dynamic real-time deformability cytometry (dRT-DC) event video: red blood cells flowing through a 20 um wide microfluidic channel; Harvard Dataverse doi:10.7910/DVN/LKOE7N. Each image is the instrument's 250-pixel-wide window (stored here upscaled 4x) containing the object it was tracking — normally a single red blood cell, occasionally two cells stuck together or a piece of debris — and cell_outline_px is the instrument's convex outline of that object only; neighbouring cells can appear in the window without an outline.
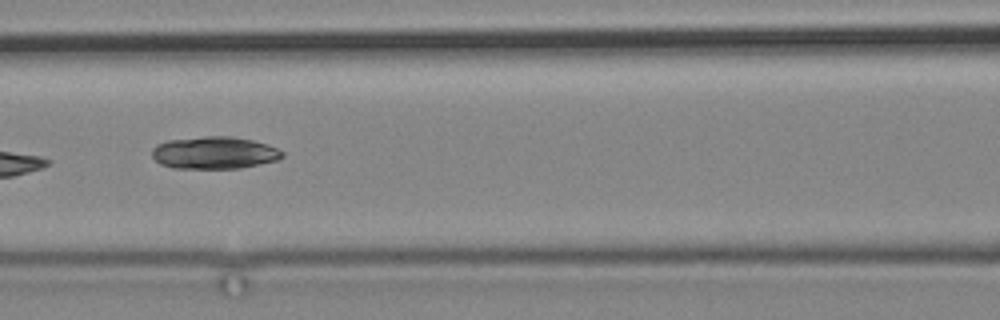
{"species": "common noctule bat (a hibernating species)", "species_latin": "Nyctalus noctula", "temperature_condition": "cold", "stored_images_in_passage": 12, "camera_frame_rate_fps": 3000, "um_per_image_px": 0.085, "animal": {"sex": "male", "body_mass_g": 19.2, "forearm_length_mm": 51.8}, "frame": {"image": 1, "passage_image": 12, "time_ms": 15.667, "image_size_px": [1000, 320], "cell_outline_px": [[284, 156], [276, 160], [240, 168], [172, 168], [160, 164], [152, 156], [152, 148], [156, 144], [168, 140], [204, 136], [232, 136], [252, 140], [268, 144], [284, 152]], "centroid_in_image_um": [18.19, 12.98], "position_along_channel_um": 148.4, "area_um2": 24.57}}